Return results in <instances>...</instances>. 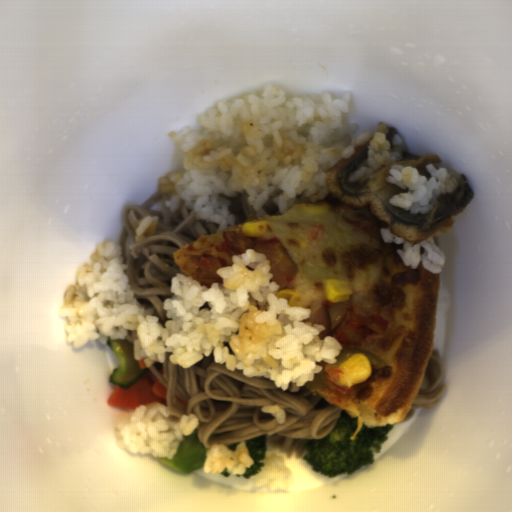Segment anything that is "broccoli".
Segmentation results:
<instances>
[{
	"label": "broccoli",
	"instance_id": "broccoli-2",
	"mask_svg": "<svg viewBox=\"0 0 512 512\" xmlns=\"http://www.w3.org/2000/svg\"><path fill=\"white\" fill-rule=\"evenodd\" d=\"M208 450L200 440L195 428L190 435H183L172 459H169V457H155L169 467L189 475L198 469L204 468Z\"/></svg>",
	"mask_w": 512,
	"mask_h": 512
},
{
	"label": "broccoli",
	"instance_id": "broccoli-1",
	"mask_svg": "<svg viewBox=\"0 0 512 512\" xmlns=\"http://www.w3.org/2000/svg\"><path fill=\"white\" fill-rule=\"evenodd\" d=\"M358 419L349 416L343 409L330 434L322 439L308 440L302 450V459L313 472L329 478L349 474L374 462L382 444L393 427L384 425L378 428L364 424L355 438Z\"/></svg>",
	"mask_w": 512,
	"mask_h": 512
},
{
	"label": "broccoli",
	"instance_id": "broccoli-4",
	"mask_svg": "<svg viewBox=\"0 0 512 512\" xmlns=\"http://www.w3.org/2000/svg\"><path fill=\"white\" fill-rule=\"evenodd\" d=\"M221 474L222 476H224L225 478H229L230 476L234 475L232 474L231 472L228 471V469H224L222 473H219Z\"/></svg>",
	"mask_w": 512,
	"mask_h": 512
},
{
	"label": "broccoli",
	"instance_id": "broccoli-3",
	"mask_svg": "<svg viewBox=\"0 0 512 512\" xmlns=\"http://www.w3.org/2000/svg\"><path fill=\"white\" fill-rule=\"evenodd\" d=\"M245 442L248 447V454L253 460V464L245 469V473L243 475H237L240 478L251 479L253 476L260 474L265 467V463L263 462L266 458V449H267V434H261L257 437L236 441L231 444L225 445L231 451H236L237 447L240 443Z\"/></svg>",
	"mask_w": 512,
	"mask_h": 512
}]
</instances>
